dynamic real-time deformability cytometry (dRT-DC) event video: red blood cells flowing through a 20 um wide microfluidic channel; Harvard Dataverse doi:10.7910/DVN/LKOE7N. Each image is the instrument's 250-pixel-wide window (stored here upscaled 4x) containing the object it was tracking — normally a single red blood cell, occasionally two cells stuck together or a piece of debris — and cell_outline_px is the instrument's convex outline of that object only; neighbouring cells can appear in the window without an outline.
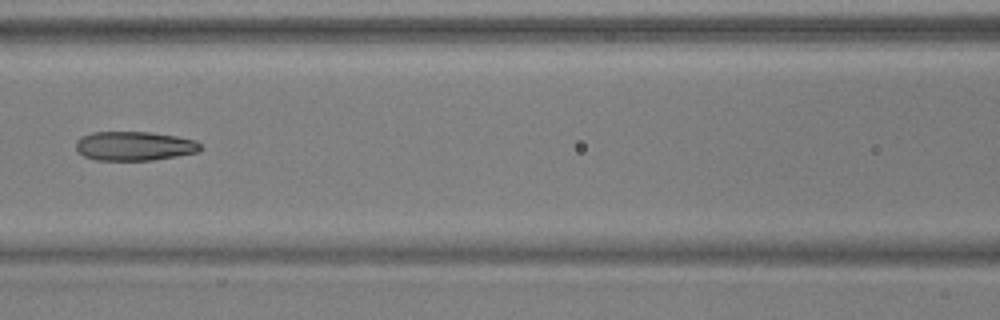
{"species": "common noctule bat (a hibernating species)", "species_latin": "Nyctalus noctula", "temperature_condition": "warm", "stored_images_in_passage": 6, "camera_frame_rate_fps": 3000, "um_per_image_px": 0.085, "animal": {"sex": "male", "body_mass_g": 17.9, "forearm_length_mm": 54.2}, "frame": {"image": 1, "passage_image": 6, "time_ms": 1.667, "image_size_px": [1000, 320], "cell_outline_px": [[204, 148], [200, 152], [152, 160], [96, 160], [84, 156], [76, 152], [76, 140], [80, 136], [92, 132], [152, 132], [176, 136], [196, 140]], "centroid_in_image_um": [11.42, 12.41], "position_along_channel_um": 155.2, "area_um2": 21.44}}